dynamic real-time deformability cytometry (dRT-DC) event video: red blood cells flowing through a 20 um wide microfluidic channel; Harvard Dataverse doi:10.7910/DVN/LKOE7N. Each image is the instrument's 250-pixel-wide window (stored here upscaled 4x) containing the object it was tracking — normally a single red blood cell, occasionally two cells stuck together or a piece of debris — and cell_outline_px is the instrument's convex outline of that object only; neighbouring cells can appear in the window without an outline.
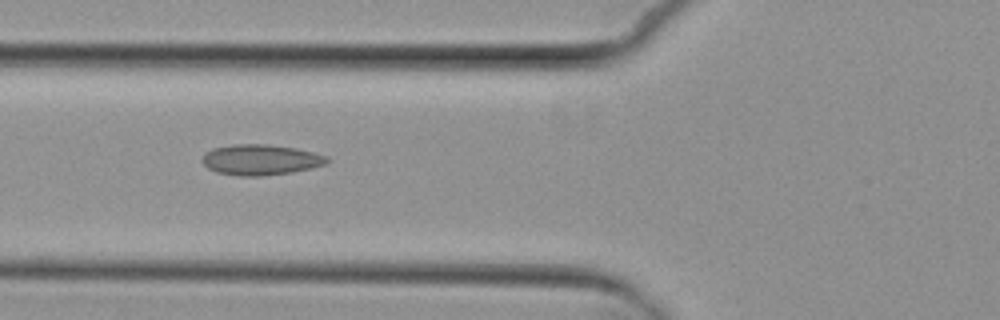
{"species": "common noctule bat (a hibernating species)", "species_latin": "Nyctalus noctula", "temperature_condition": "cold", "stored_images_in_passage": 7, "camera_frame_rate_fps": 3000, "um_per_image_px": 0.085, "animal": {"sex": "female", "body_mass_g": 29.2, "forearm_length_mm": 56.3}, "frame": {"image": 1, "passage_image": 5, "time_ms": 6.667, "image_size_px": [1000, 320], "cell_outline_px": [[332, 160], [324, 164], [312, 168], [292, 172], [264, 176], [240, 176], [216, 172], [208, 168], [204, 164], [204, 152], [212, 148], [232, 144], [268, 144], [296, 148], [328, 156]], "centroid_in_image_um": [22.17, 13.57], "position_along_channel_um": 103.6, "area_um2": 22.37}}
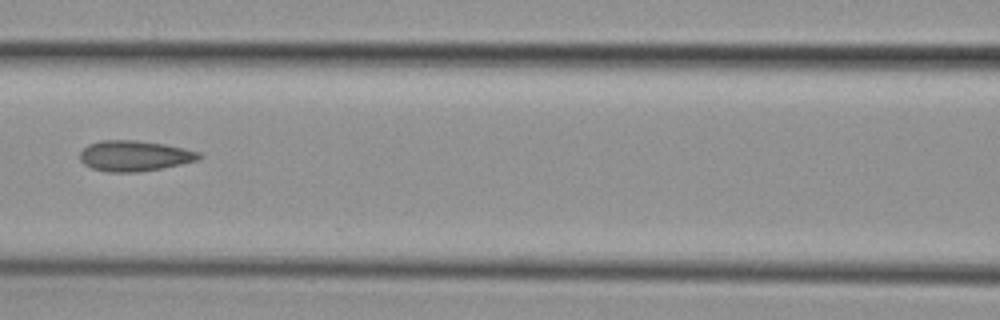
{"frame": {"image": 2, "passage_image": 6, "time_ms": 8.0, "image_size_px": [1000, 320], "cell_outline_px": [[204, 156], [200, 160], [140, 172], [104, 172], [92, 168], [84, 164], [80, 160], [80, 152], [88, 144], [100, 140], [136, 140], [164, 144], [184, 148], [200, 152]], "centroid_in_image_um": [11.44, 13.25], "position_along_channel_um": 155.2, "area_um2": 21.39}}
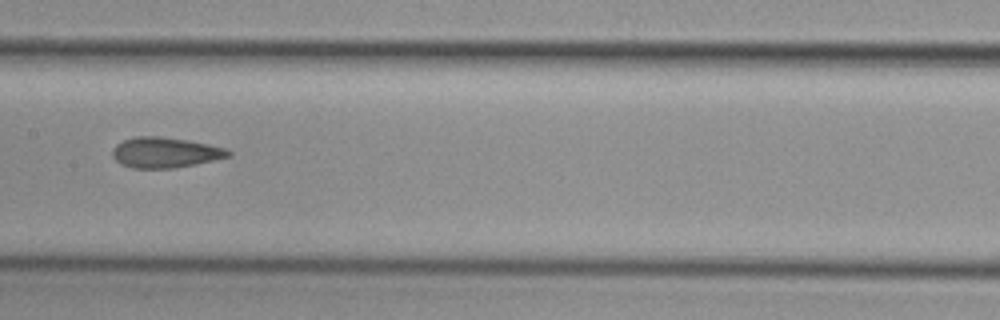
{"frame": {"image": 3, "passage_image": 7, "time_ms": 9.0, "image_size_px": [1000, 320], "cell_outline_px": [[232, 156], [196, 164], [172, 168], [132, 168], [120, 164], [112, 156], [112, 148], [116, 144], [124, 140], [136, 136], [160, 136], [188, 140], [208, 144], [224, 148], [232, 152]], "centroid_in_image_um": [14.02, 12.96], "position_along_channel_um": 193.4, "area_um2": 20.63}}